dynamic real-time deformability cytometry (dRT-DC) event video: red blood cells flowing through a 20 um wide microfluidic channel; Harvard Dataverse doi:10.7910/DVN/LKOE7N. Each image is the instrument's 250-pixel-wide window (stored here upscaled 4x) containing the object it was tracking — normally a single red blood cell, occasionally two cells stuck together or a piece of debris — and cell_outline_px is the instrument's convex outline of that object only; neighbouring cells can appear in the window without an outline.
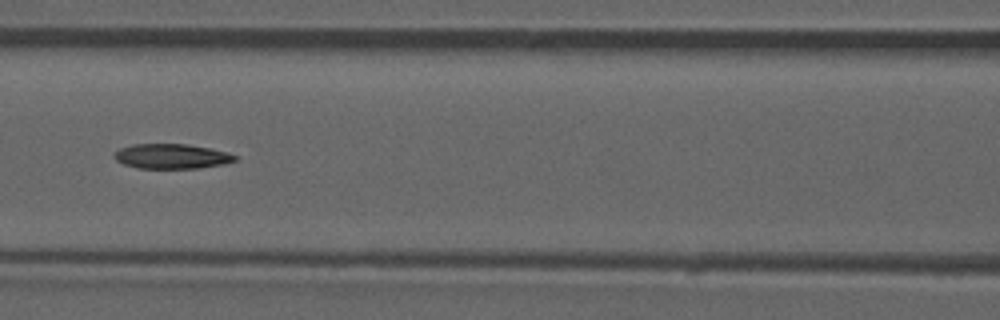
{"species": "common noctule bat (a hibernating species)", "species_latin": "Nyctalus noctula", "temperature_condition": "room temperature", "stored_images_in_passage": 52, "camera_frame_rate_fps": 3000, "um_per_image_px": 0.085, "animal": {"sex": "male", "forearm_length_mm": 52.5}, "frame": {"image": 1, "passage_image": 23, "time_ms": 7.333, "image_size_px": [1000, 320], "cell_outline_px": [[236, 160], [220, 164], [200, 168], [136, 168], [124, 164], [116, 160], [112, 156], [120, 148], [132, 144], [188, 144], [208, 148], [224, 152], [236, 156]], "centroid_in_image_um": [14.51, 13.28], "position_along_channel_um": 152.1, "area_um2": 17.22}}